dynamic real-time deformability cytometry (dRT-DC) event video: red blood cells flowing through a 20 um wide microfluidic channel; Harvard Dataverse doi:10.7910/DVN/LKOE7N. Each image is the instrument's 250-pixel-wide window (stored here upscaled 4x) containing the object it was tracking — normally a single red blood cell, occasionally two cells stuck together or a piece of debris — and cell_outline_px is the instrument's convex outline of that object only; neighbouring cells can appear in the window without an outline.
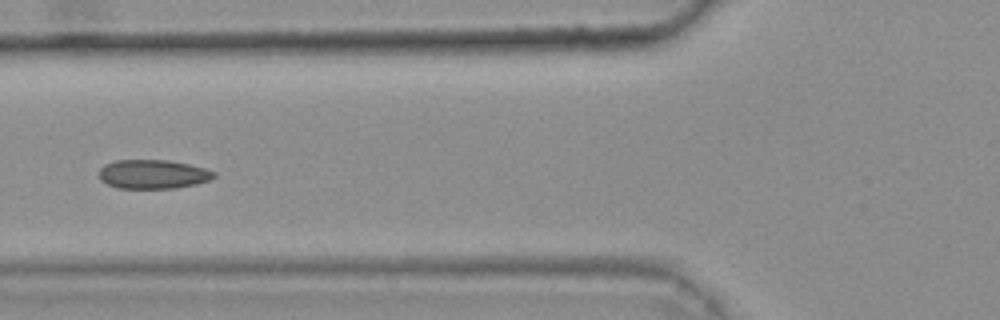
{"species": "common noctule bat (a hibernating species)", "species_latin": "Nyctalus noctula", "temperature_condition": "warm", "stored_images_in_passage": 45, "camera_frame_rate_fps": 3000, "um_per_image_px": 0.085, "animal": {"sex": "female", "body_mass_g": 25.1}, "frame": {"image": 1, "passage_image": 20, "time_ms": 6.333, "image_size_px": [1000, 320], "cell_outline_px": [[216, 176], [208, 180], [196, 184], [176, 188], [120, 188], [108, 184], [100, 180], [100, 168], [104, 164], [116, 160], [168, 160], [188, 164], [204, 168], [216, 172]], "centroid_in_image_um": [13.0, 14.8], "position_along_channel_um": 112.8, "area_um2": 19.36}, "authors_computed_cell_mechanics": {"area_um2": 19.4786, "velocity_mm_per_s": 3.7804, "shape_relaxation_time_tau1_ms": null, "shape_relaxation_time_tau2_ms": 1.5895, "deformation_change_tau1": null, "deformation_change_tau2": 0.0595}}